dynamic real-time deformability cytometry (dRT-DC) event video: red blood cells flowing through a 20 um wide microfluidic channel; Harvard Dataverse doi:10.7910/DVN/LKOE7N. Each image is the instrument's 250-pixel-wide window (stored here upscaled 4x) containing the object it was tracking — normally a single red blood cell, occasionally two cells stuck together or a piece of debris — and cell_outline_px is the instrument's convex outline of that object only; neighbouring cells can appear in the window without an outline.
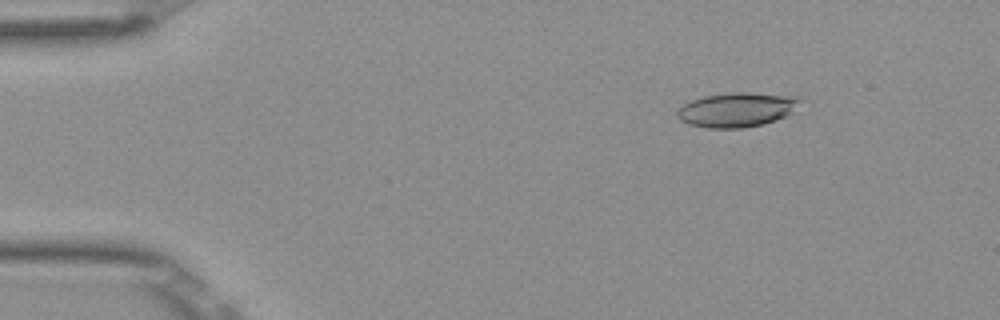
{"species": "Egyptian fruit bat (a non-hibernating species)", "species_latin": "Rousettus aegyptiacus", "temperature_condition": "room temperature", "stored_images_in_passage": 6, "camera_frame_rate_fps": 3000, "um_per_image_px": 0.085, "frame": {"image": 1, "passage_image": 2, "time_ms": 0.333, "image_size_px": [1000, 320], "cell_outline_px": [[804, 100], [788, 116], [764, 124], [744, 128], [708, 128], [688, 124], [680, 120], [676, 116], [676, 112], [684, 104], [692, 100], [704, 96], [732, 92], [748, 92], [800, 96]], "centroid_in_image_um": [62.69, 9.32], "position_along_channel_um": 22.3, "area_um2": 25.03}}
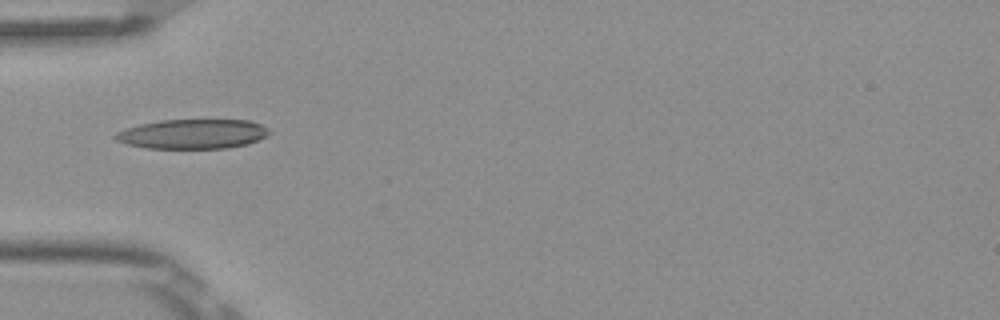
{"frame": {"image": 2, "passage_image": 5, "time_ms": 1.333, "image_size_px": [1000, 320], "cell_outline_px": [[272, 132], [248, 144], [228, 148], [148, 148], [128, 144], [116, 140], [112, 136], [116, 132], [124, 128], [140, 124], [160, 120], [252, 120], [268, 128]], "centroid_in_image_um": [16.36, 11.38], "position_along_channel_um": 68.6, "area_um2": 26.53}}
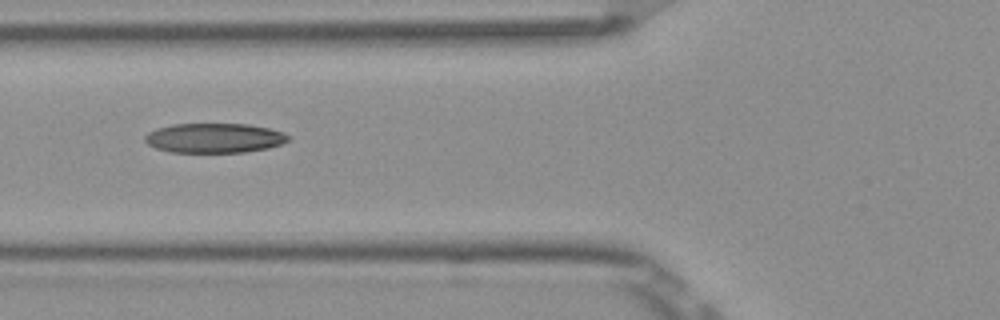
{"frame": {"image": 3, "passage_image": 6, "time_ms": 1.667, "image_size_px": [1000, 320], "cell_outline_px": [[292, 136], [288, 140], [280, 144], [268, 148], [244, 152], [172, 152], [156, 148], [148, 144], [144, 140], [144, 136], [148, 132], [156, 128], [172, 124], [248, 124], [268, 128], [284, 132]], "centroid_in_image_um": [18.22, 11.72], "position_along_channel_um": 107.6, "area_um2": 24.8}}